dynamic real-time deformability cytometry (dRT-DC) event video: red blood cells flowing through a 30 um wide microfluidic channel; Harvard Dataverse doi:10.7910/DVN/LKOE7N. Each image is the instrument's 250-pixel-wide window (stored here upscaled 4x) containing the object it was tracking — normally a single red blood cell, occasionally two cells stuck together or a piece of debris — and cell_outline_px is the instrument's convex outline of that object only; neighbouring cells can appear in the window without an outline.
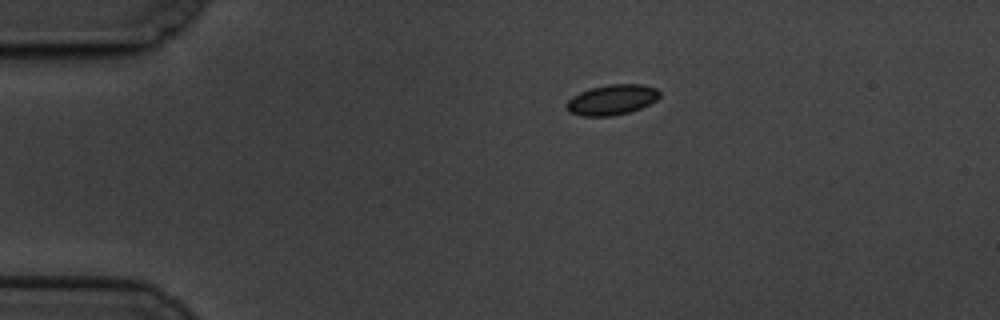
{"species": "common noctule bat (a hibernating species)", "species_latin": "Nyctalus noctula", "temperature_condition": "cold", "stored_images_in_passage": 4, "camera_frame_rate_fps": 3000, "um_per_image_px": 0.085, "animal": {"sex": "male", "body_mass_g": 19.5, "forearm_length_mm": 54.6}, "frame": {"image": 1, "passage_image": 1, "time_ms": 0.0, "image_size_px": [1000, 320], "cell_outline_px": [[660, 96], [656, 100], [640, 108], [628, 112], [612, 116], [580, 116], [568, 112], [564, 104], [572, 96], [580, 92], [592, 88], [608, 84], [644, 84], [656, 88], [660, 92]], "centroid_in_image_um": [51.98, 8.48], "position_along_channel_um": 33.0, "area_um2": 16.53}}
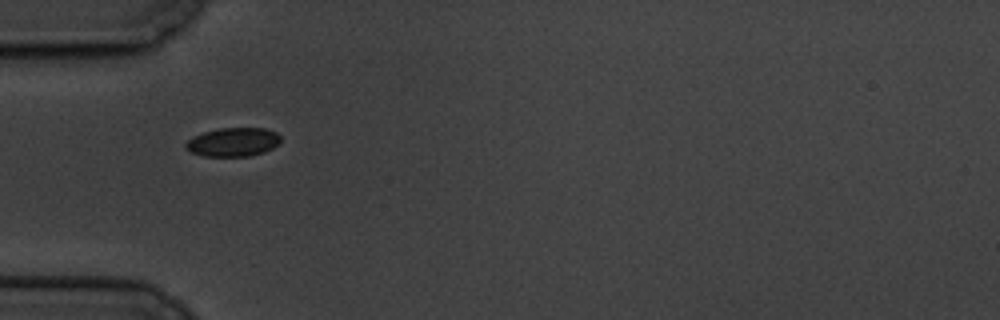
{"frame": {"image": 2, "passage_image": 3, "time_ms": 2.333, "image_size_px": [1000, 320], "cell_outline_px": [[280, 140], [272, 148], [264, 152], [248, 156], [204, 156], [192, 152], [184, 144], [192, 136], [204, 132], [220, 128], [264, 128], [276, 132], [280, 136]], "centroid_in_image_um": [19.81, 12.07], "position_along_channel_um": 65.2, "area_um2": 15.72}}
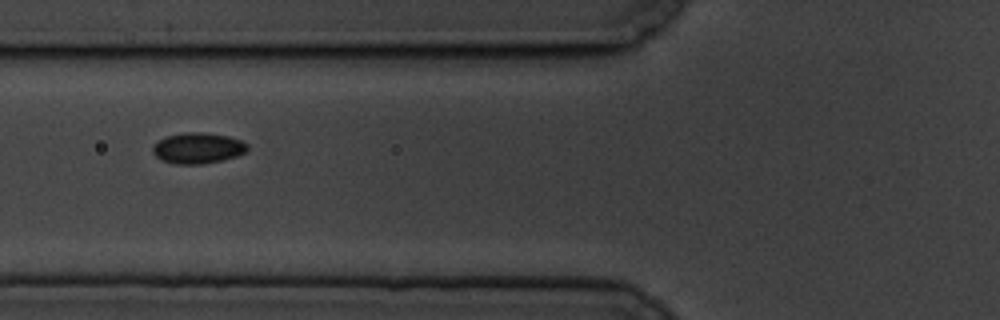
{"frame": {"image": 3, "passage_image": 4, "time_ms": 3.667, "image_size_px": [1000, 320], "cell_outline_px": [[248, 148], [244, 152], [236, 156], [204, 164], [176, 164], [160, 160], [152, 152], [152, 148], [160, 140], [168, 136], [184, 132], [204, 132], [228, 136], [240, 140], [248, 144]], "centroid_in_image_um": [16.81, 12.59], "position_along_channel_um": 109.0, "area_um2": 16.88}}